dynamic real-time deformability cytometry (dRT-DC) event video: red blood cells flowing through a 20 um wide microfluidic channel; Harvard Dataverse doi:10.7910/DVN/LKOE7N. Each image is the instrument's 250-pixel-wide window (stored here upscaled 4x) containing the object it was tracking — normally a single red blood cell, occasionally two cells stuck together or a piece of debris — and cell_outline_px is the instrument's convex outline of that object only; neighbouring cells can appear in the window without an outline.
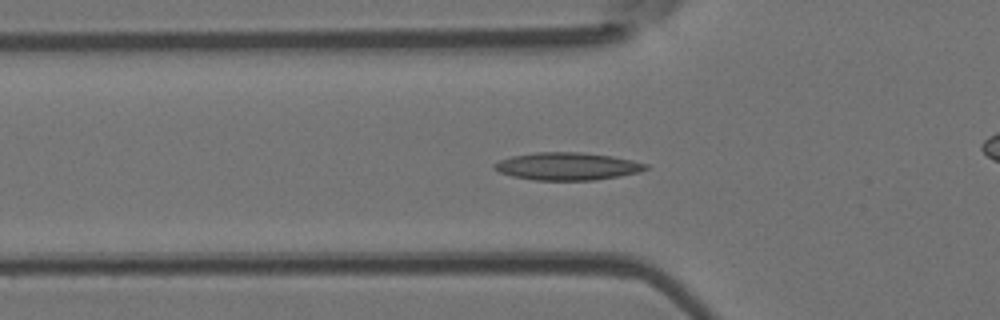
{"species": "Egyptian fruit bat (a non-hibernating species)", "species_latin": "Rousettus aegyptiacus", "temperature_condition": "room temperature", "stored_images_in_passage": 50, "camera_frame_rate_fps": 3000, "um_per_image_px": 0.085, "animal": {"sex": "female"}, "frame": {"image": 1, "passage_image": 17, "time_ms": 5.333, "image_size_px": [1000, 320], "cell_outline_px": [[648, 168], [640, 172], [620, 176], [592, 180], [532, 180], [512, 176], [500, 172], [492, 168], [492, 164], [500, 160], [512, 156], [536, 152], [580, 152], [612, 156], [632, 160], [648, 164]], "centroid_in_image_um": [48.21, 14.13], "position_along_channel_um": 77.6, "area_um2": 24.39}}
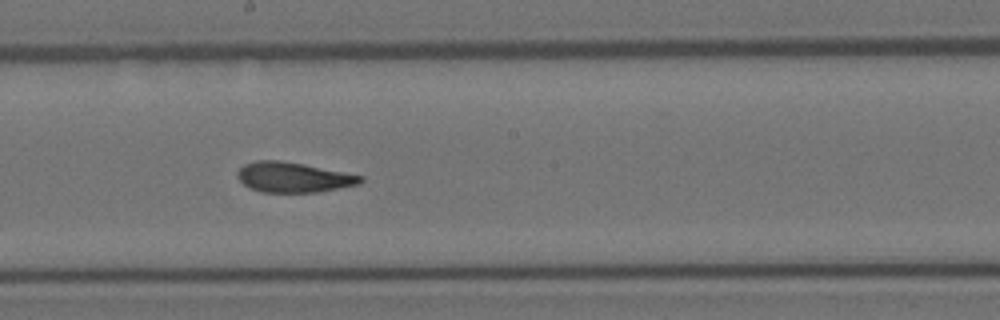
{"frame": {"image": 2, "passage_image": 28, "time_ms": 9.0, "image_size_px": [1000, 320], "cell_outline_px": [[364, 180], [360, 184], [316, 192], [260, 192], [244, 184], [236, 176], [236, 172], [244, 164], [256, 160], [280, 160], [304, 164], [364, 176]], "centroid_in_image_um": [24.93, 15.06], "position_along_channel_um": 223.3, "area_um2": 21.56}}
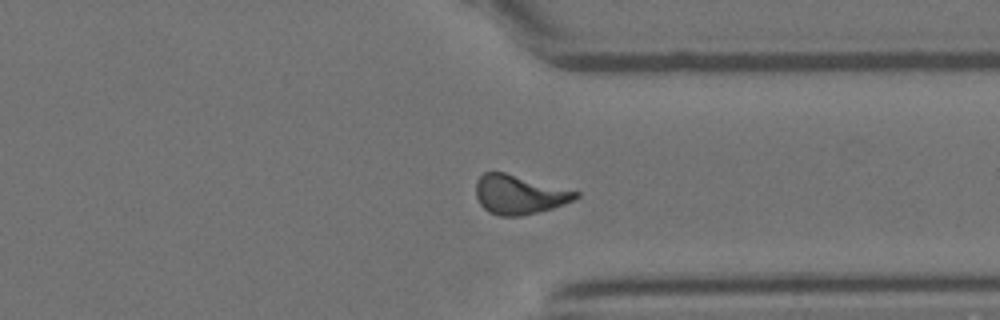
{"frame": {"image": 3, "passage_image": 39, "time_ms": 12.667, "image_size_px": [1000, 320], "cell_outline_px": [[580, 196], [572, 200], [552, 208], [520, 216], [500, 216], [488, 212], [480, 204], [476, 196], [476, 180], [484, 172], [504, 172], [580, 192]], "centroid_in_image_um": [44.09, 16.53], "position_along_channel_um": 367.3, "area_um2": 22.54}, "authors_computed_cell_mechanics": {"area_um2": 22.1663, "velocity_mm_per_s": 3.9457, "shape_relaxation_time_tau1_ms": 5.4139, "shape_relaxation_time_tau2_ms": 1.9462, "deformation_change_tau1": 0.1737, "deformation_change_tau2": 0.0908}}